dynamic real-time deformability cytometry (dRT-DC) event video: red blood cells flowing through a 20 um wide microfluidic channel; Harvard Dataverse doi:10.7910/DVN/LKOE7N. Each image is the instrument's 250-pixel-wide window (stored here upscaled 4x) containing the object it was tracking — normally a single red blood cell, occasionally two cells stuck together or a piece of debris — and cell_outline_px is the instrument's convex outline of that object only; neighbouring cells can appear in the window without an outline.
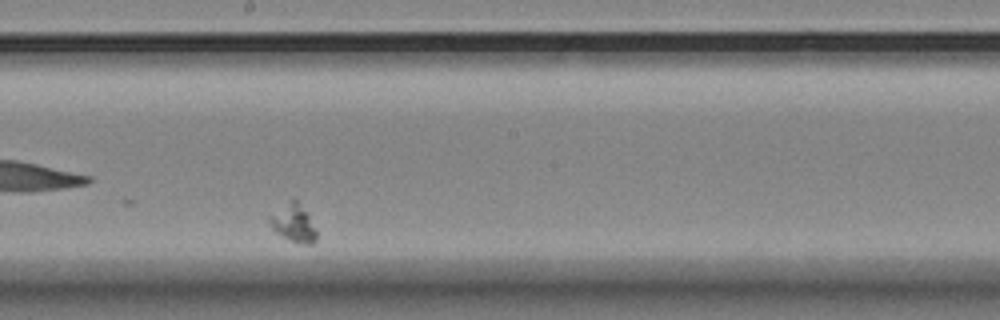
{"species": "Egyptian fruit bat (a non-hibernating species)", "species_latin": "Rousettus aegyptiacus", "temperature_condition": "room temperature", "stored_images_in_passage": 45, "segment_of_instrument_passage": [2, 3], "camera_frame_rate_fps": 3000, "um_per_image_px": 0.085, "animal": {"sex": "female"}, "frame": {"image": 1, "passage_image": 21, "time_ms": 6.667, "image_size_px": [1000, 320], "cell_outline_px": [[316, 240], [312, 244], [304, 244], [280, 236], [268, 224], [268, 216], [292, 196], [296, 196], [308, 216], [316, 232]], "centroid_in_image_um": [24.89, 18.9], "position_along_channel_um": 223.3, "area_um2": 10.46}}